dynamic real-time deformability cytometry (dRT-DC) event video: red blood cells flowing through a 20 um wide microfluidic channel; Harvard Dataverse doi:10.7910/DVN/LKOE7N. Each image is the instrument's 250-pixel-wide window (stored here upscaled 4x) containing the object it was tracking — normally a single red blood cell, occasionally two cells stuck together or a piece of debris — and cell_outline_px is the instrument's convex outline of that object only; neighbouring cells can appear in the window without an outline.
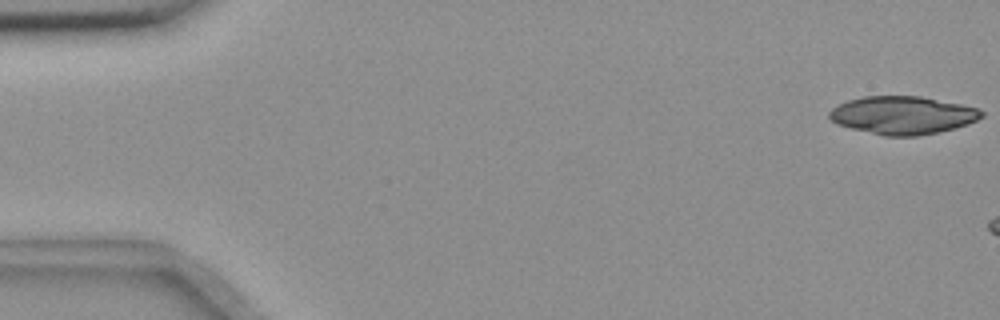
{"species": "common noctule bat (a hibernating species)", "species_latin": "Nyctalus noctula", "temperature_condition": "room temperature", "stored_images_in_passage": 11, "camera_frame_rate_fps": 3000, "um_per_image_px": 0.085, "animal": {"sex": "female", "body_mass_g": 18.4}, "frame": {"image": 1, "passage_image": 1, "time_ms": 0.0, "image_size_px": [1000, 320], "cell_outline_px": [[984, 116], [968, 124], [936, 132], [916, 136], [884, 136], [836, 124], [828, 116], [828, 112], [832, 108], [848, 100], [864, 96], [920, 96], [960, 104], [976, 108], [984, 112]], "centroid_in_image_um": [76.7, 9.79], "position_along_channel_um": 8.3, "area_um2": 33.41}}